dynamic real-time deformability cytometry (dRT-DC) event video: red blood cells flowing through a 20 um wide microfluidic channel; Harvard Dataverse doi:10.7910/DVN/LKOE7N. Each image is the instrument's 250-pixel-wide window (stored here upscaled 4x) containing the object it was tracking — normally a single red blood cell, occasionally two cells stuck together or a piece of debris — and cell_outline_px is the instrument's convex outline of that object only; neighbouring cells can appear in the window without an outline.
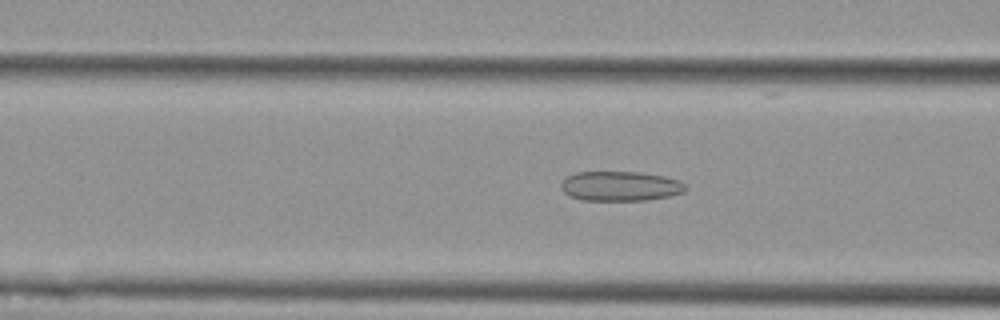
{"species": "Egyptian fruit bat (a non-hibernating species)", "species_latin": "Rousettus aegyptiacus", "temperature_condition": "cold", "stored_images_in_passage": 48, "camera_frame_rate_fps": 3000, "um_per_image_px": 0.085, "animal": {"sex": "female"}, "frame": {"image": 1, "passage_image": 14, "time_ms": 4.333, "image_size_px": [1000, 320], "cell_outline_px": [[688, 188], [684, 192], [668, 196], [644, 200], [584, 200], [568, 196], [560, 188], [560, 184], [568, 176], [576, 172], [640, 172], [664, 176], [676, 180], [684, 184]], "centroid_in_image_um": [52.7, 15.82], "position_along_channel_um": 113.9, "area_um2": 21.44}}
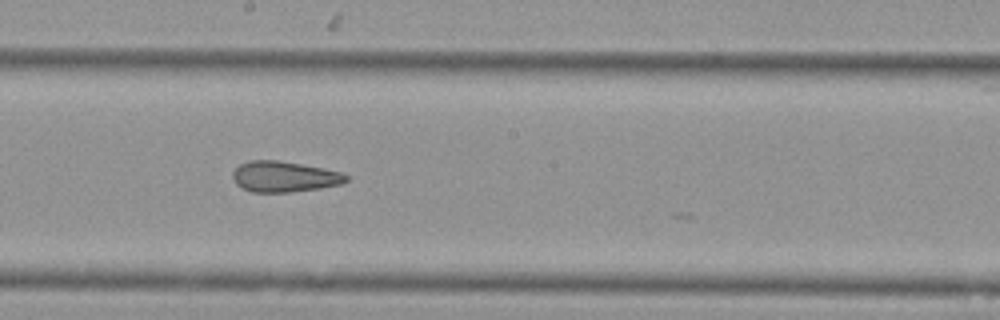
{"frame": {"image": 2, "passage_image": 23, "time_ms": 7.333, "image_size_px": [1000, 320], "cell_outline_px": [[348, 180], [340, 184], [320, 188], [292, 192], [252, 192], [236, 184], [232, 176], [232, 172], [240, 164], [248, 160], [276, 160], [324, 168], [340, 172], [348, 176]], "centroid_in_image_um": [24.14, 15.01], "position_along_channel_um": 224.1, "area_um2": 20.23}}
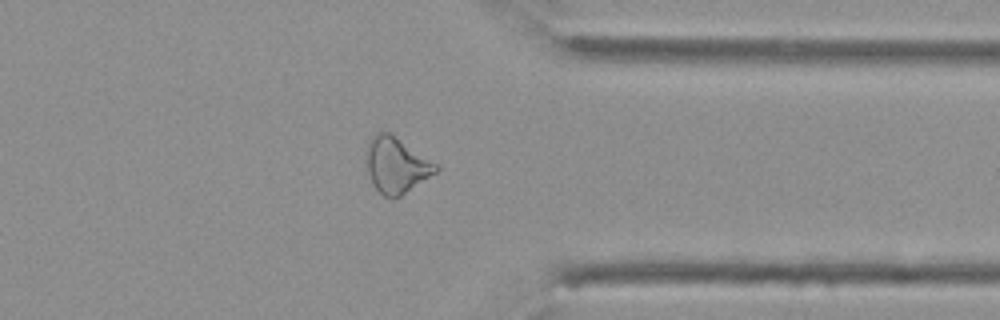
{"frame": {"image": 3, "passage_image": 36, "time_ms": 11.667, "image_size_px": [1000, 320], "cell_outline_px": [[440, 168], [436, 172], [400, 196], [384, 196], [372, 184], [368, 172], [368, 140], [376, 132], [388, 132], [436, 164]], "centroid_in_image_um": [33.67, 14.04], "position_along_channel_um": 377.7, "area_um2": 21.62}, "authors_computed_cell_mechanics": {"area_um2": 22.1663, "velocity_mm_per_s": 3.6743, "shape_relaxation_time_tau1_ms": null, "shape_relaxation_time_tau2_ms": 3.1901, "deformation_change_tau1": null, "deformation_change_tau2": 0.1302}}